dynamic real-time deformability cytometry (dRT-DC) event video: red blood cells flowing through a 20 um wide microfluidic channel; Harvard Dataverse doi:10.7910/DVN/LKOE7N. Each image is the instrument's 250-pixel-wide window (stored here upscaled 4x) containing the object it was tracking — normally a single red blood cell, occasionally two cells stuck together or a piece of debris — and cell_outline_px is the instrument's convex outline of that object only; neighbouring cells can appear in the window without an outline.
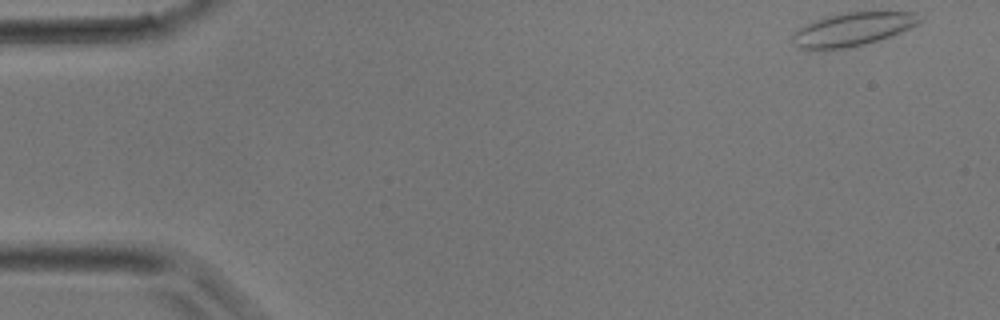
{"species": "common noctule bat (a hibernating species)", "species_latin": "Nyctalus noctula", "temperature_condition": "room temperature", "stored_images_in_passage": 39, "camera_frame_rate_fps": 3000, "um_per_image_px": 0.085, "animal": {"sex": "male", "body_mass_g": 17.9}, "frame": {"image": 1, "passage_image": 1, "time_ms": 0.0, "image_size_px": [1000, 320], "cell_outline_px": [[920, 20], [916, 24], [900, 32], [864, 44], [848, 48], [824, 52], [800, 48], [792, 44], [792, 36], [800, 28], [808, 24], [828, 16], [848, 12], [916, 12]], "centroid_in_image_um": [72.4, 2.53], "position_along_channel_um": 12.6, "area_um2": 24.45}}
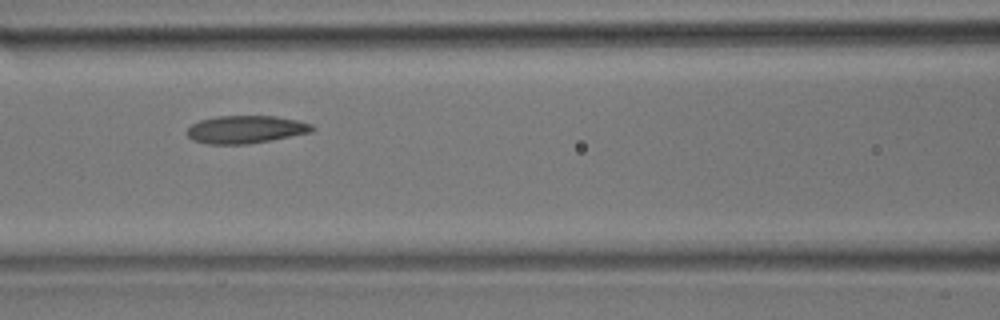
{"frame": {"image": 2, "passage_image": 16, "time_ms": 5.0, "image_size_px": [1000, 320], "cell_outline_px": [[316, 128], [312, 132], [272, 140], [248, 144], [208, 144], [192, 140], [188, 136], [188, 128], [192, 124], [200, 120], [216, 116], [276, 116], [300, 120], [312, 124]], "centroid_in_image_um": [20.93, 11.0], "position_along_channel_um": 145.7, "area_um2": 20.4}}
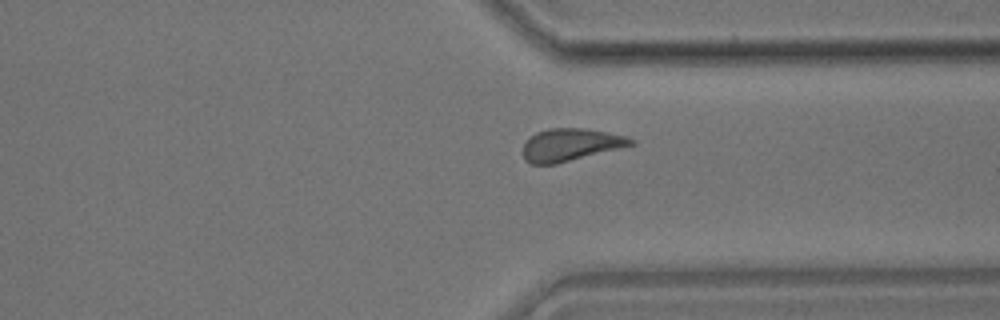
{"frame": {"image": 3, "passage_image": 29, "time_ms": 9.333, "image_size_px": [1000, 320], "cell_outline_px": [[636, 144], [556, 164], [532, 164], [524, 160], [524, 144], [536, 132], [548, 128], [584, 128], [624, 136], [636, 140]], "centroid_in_image_um": [48.49, 12.31], "position_along_channel_um": 362.9, "area_um2": 20.17}}